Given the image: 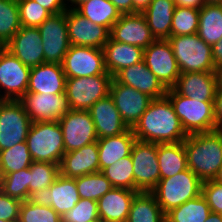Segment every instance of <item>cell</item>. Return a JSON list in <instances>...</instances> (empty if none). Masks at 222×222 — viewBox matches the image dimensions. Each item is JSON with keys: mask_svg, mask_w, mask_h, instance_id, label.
<instances>
[{"mask_svg": "<svg viewBox=\"0 0 222 222\" xmlns=\"http://www.w3.org/2000/svg\"><path fill=\"white\" fill-rule=\"evenodd\" d=\"M181 73L215 71L212 46L198 34L171 36L167 39Z\"/></svg>", "mask_w": 222, "mask_h": 222, "instance_id": "6", "label": "cell"}, {"mask_svg": "<svg viewBox=\"0 0 222 222\" xmlns=\"http://www.w3.org/2000/svg\"><path fill=\"white\" fill-rule=\"evenodd\" d=\"M65 88L62 64L42 63L31 68L27 93L65 94Z\"/></svg>", "mask_w": 222, "mask_h": 222, "instance_id": "25", "label": "cell"}, {"mask_svg": "<svg viewBox=\"0 0 222 222\" xmlns=\"http://www.w3.org/2000/svg\"><path fill=\"white\" fill-rule=\"evenodd\" d=\"M205 222H222V214L211 212Z\"/></svg>", "mask_w": 222, "mask_h": 222, "instance_id": "54", "label": "cell"}, {"mask_svg": "<svg viewBox=\"0 0 222 222\" xmlns=\"http://www.w3.org/2000/svg\"><path fill=\"white\" fill-rule=\"evenodd\" d=\"M75 182L80 199L98 201L113 188L101 171L75 178Z\"/></svg>", "mask_w": 222, "mask_h": 222, "instance_id": "38", "label": "cell"}, {"mask_svg": "<svg viewBox=\"0 0 222 222\" xmlns=\"http://www.w3.org/2000/svg\"><path fill=\"white\" fill-rule=\"evenodd\" d=\"M33 159L27 143L21 142L0 151V177L30 167Z\"/></svg>", "mask_w": 222, "mask_h": 222, "instance_id": "36", "label": "cell"}, {"mask_svg": "<svg viewBox=\"0 0 222 222\" xmlns=\"http://www.w3.org/2000/svg\"><path fill=\"white\" fill-rule=\"evenodd\" d=\"M202 182L187 168L170 178L160 179L150 192L166 214L171 209L198 197L202 193Z\"/></svg>", "mask_w": 222, "mask_h": 222, "instance_id": "3", "label": "cell"}, {"mask_svg": "<svg viewBox=\"0 0 222 222\" xmlns=\"http://www.w3.org/2000/svg\"><path fill=\"white\" fill-rule=\"evenodd\" d=\"M205 4H222V0H204Z\"/></svg>", "mask_w": 222, "mask_h": 222, "instance_id": "57", "label": "cell"}, {"mask_svg": "<svg viewBox=\"0 0 222 222\" xmlns=\"http://www.w3.org/2000/svg\"><path fill=\"white\" fill-rule=\"evenodd\" d=\"M146 66L167 88H172L181 72L167 39H155L146 49L144 58Z\"/></svg>", "mask_w": 222, "mask_h": 222, "instance_id": "14", "label": "cell"}, {"mask_svg": "<svg viewBox=\"0 0 222 222\" xmlns=\"http://www.w3.org/2000/svg\"><path fill=\"white\" fill-rule=\"evenodd\" d=\"M0 190L21 201L29 199V167L4 175L0 179Z\"/></svg>", "mask_w": 222, "mask_h": 222, "instance_id": "41", "label": "cell"}, {"mask_svg": "<svg viewBox=\"0 0 222 222\" xmlns=\"http://www.w3.org/2000/svg\"><path fill=\"white\" fill-rule=\"evenodd\" d=\"M213 180L222 183V166L219 168L217 175Z\"/></svg>", "mask_w": 222, "mask_h": 222, "instance_id": "56", "label": "cell"}, {"mask_svg": "<svg viewBox=\"0 0 222 222\" xmlns=\"http://www.w3.org/2000/svg\"><path fill=\"white\" fill-rule=\"evenodd\" d=\"M22 201L0 190V220L18 222Z\"/></svg>", "mask_w": 222, "mask_h": 222, "instance_id": "46", "label": "cell"}, {"mask_svg": "<svg viewBox=\"0 0 222 222\" xmlns=\"http://www.w3.org/2000/svg\"><path fill=\"white\" fill-rule=\"evenodd\" d=\"M18 222H61V216L52 207L31 198L22 201Z\"/></svg>", "mask_w": 222, "mask_h": 222, "instance_id": "40", "label": "cell"}, {"mask_svg": "<svg viewBox=\"0 0 222 222\" xmlns=\"http://www.w3.org/2000/svg\"><path fill=\"white\" fill-rule=\"evenodd\" d=\"M138 191L113 187L98 201V215L103 222H127L130 207Z\"/></svg>", "mask_w": 222, "mask_h": 222, "instance_id": "26", "label": "cell"}, {"mask_svg": "<svg viewBox=\"0 0 222 222\" xmlns=\"http://www.w3.org/2000/svg\"><path fill=\"white\" fill-rule=\"evenodd\" d=\"M199 26V9L175 6L171 36L196 34Z\"/></svg>", "mask_w": 222, "mask_h": 222, "instance_id": "42", "label": "cell"}, {"mask_svg": "<svg viewBox=\"0 0 222 222\" xmlns=\"http://www.w3.org/2000/svg\"><path fill=\"white\" fill-rule=\"evenodd\" d=\"M113 187L134 190L133 162L131 155L116 161L101 171Z\"/></svg>", "mask_w": 222, "mask_h": 222, "instance_id": "39", "label": "cell"}, {"mask_svg": "<svg viewBox=\"0 0 222 222\" xmlns=\"http://www.w3.org/2000/svg\"><path fill=\"white\" fill-rule=\"evenodd\" d=\"M132 130L137 140L156 144L183 142L188 136L166 96L153 99Z\"/></svg>", "mask_w": 222, "mask_h": 222, "instance_id": "1", "label": "cell"}, {"mask_svg": "<svg viewBox=\"0 0 222 222\" xmlns=\"http://www.w3.org/2000/svg\"><path fill=\"white\" fill-rule=\"evenodd\" d=\"M110 2L116 7L120 14L134 13L133 0H110Z\"/></svg>", "mask_w": 222, "mask_h": 222, "instance_id": "49", "label": "cell"}, {"mask_svg": "<svg viewBox=\"0 0 222 222\" xmlns=\"http://www.w3.org/2000/svg\"><path fill=\"white\" fill-rule=\"evenodd\" d=\"M76 10L94 24L104 26L109 31L121 16L110 0H89Z\"/></svg>", "mask_w": 222, "mask_h": 222, "instance_id": "33", "label": "cell"}, {"mask_svg": "<svg viewBox=\"0 0 222 222\" xmlns=\"http://www.w3.org/2000/svg\"><path fill=\"white\" fill-rule=\"evenodd\" d=\"M105 67L113 77L120 70L134 65L144 58V49L135 45L114 41L111 37L103 46Z\"/></svg>", "mask_w": 222, "mask_h": 222, "instance_id": "27", "label": "cell"}, {"mask_svg": "<svg viewBox=\"0 0 222 222\" xmlns=\"http://www.w3.org/2000/svg\"><path fill=\"white\" fill-rule=\"evenodd\" d=\"M213 106L217 129H222V88H217Z\"/></svg>", "mask_w": 222, "mask_h": 222, "instance_id": "48", "label": "cell"}, {"mask_svg": "<svg viewBox=\"0 0 222 222\" xmlns=\"http://www.w3.org/2000/svg\"><path fill=\"white\" fill-rule=\"evenodd\" d=\"M158 144L136 139L131 149L134 191L150 192L160 181Z\"/></svg>", "mask_w": 222, "mask_h": 222, "instance_id": "9", "label": "cell"}, {"mask_svg": "<svg viewBox=\"0 0 222 222\" xmlns=\"http://www.w3.org/2000/svg\"><path fill=\"white\" fill-rule=\"evenodd\" d=\"M112 79L110 74L66 78L65 94L69 108L88 111L98 100L109 94Z\"/></svg>", "mask_w": 222, "mask_h": 222, "instance_id": "7", "label": "cell"}, {"mask_svg": "<svg viewBox=\"0 0 222 222\" xmlns=\"http://www.w3.org/2000/svg\"><path fill=\"white\" fill-rule=\"evenodd\" d=\"M184 148L187 168L202 181L214 179L222 166V129L190 134Z\"/></svg>", "mask_w": 222, "mask_h": 222, "instance_id": "2", "label": "cell"}, {"mask_svg": "<svg viewBox=\"0 0 222 222\" xmlns=\"http://www.w3.org/2000/svg\"><path fill=\"white\" fill-rule=\"evenodd\" d=\"M66 78L109 74L105 67L103 49L70 45L62 62Z\"/></svg>", "mask_w": 222, "mask_h": 222, "instance_id": "13", "label": "cell"}, {"mask_svg": "<svg viewBox=\"0 0 222 222\" xmlns=\"http://www.w3.org/2000/svg\"><path fill=\"white\" fill-rule=\"evenodd\" d=\"M86 1H89V0H67V7L71 8V9H77L82 3L86 2ZM70 6H72V7H70Z\"/></svg>", "mask_w": 222, "mask_h": 222, "instance_id": "55", "label": "cell"}, {"mask_svg": "<svg viewBox=\"0 0 222 222\" xmlns=\"http://www.w3.org/2000/svg\"><path fill=\"white\" fill-rule=\"evenodd\" d=\"M127 222H166V218L154 195L140 191L132 201Z\"/></svg>", "mask_w": 222, "mask_h": 222, "instance_id": "32", "label": "cell"}, {"mask_svg": "<svg viewBox=\"0 0 222 222\" xmlns=\"http://www.w3.org/2000/svg\"><path fill=\"white\" fill-rule=\"evenodd\" d=\"M160 179L170 178L187 169V154L184 141L158 144Z\"/></svg>", "mask_w": 222, "mask_h": 222, "instance_id": "30", "label": "cell"}, {"mask_svg": "<svg viewBox=\"0 0 222 222\" xmlns=\"http://www.w3.org/2000/svg\"><path fill=\"white\" fill-rule=\"evenodd\" d=\"M174 10V0H152L142 12L155 39L161 40L171 37Z\"/></svg>", "mask_w": 222, "mask_h": 222, "instance_id": "29", "label": "cell"}, {"mask_svg": "<svg viewBox=\"0 0 222 222\" xmlns=\"http://www.w3.org/2000/svg\"><path fill=\"white\" fill-rule=\"evenodd\" d=\"M211 210L205 197L200 194L165 214L166 222H205Z\"/></svg>", "mask_w": 222, "mask_h": 222, "instance_id": "34", "label": "cell"}, {"mask_svg": "<svg viewBox=\"0 0 222 222\" xmlns=\"http://www.w3.org/2000/svg\"><path fill=\"white\" fill-rule=\"evenodd\" d=\"M45 63L62 64L69 50L66 12L51 15L39 27Z\"/></svg>", "mask_w": 222, "mask_h": 222, "instance_id": "11", "label": "cell"}, {"mask_svg": "<svg viewBox=\"0 0 222 222\" xmlns=\"http://www.w3.org/2000/svg\"><path fill=\"white\" fill-rule=\"evenodd\" d=\"M21 26L39 27L52 14L34 0H17Z\"/></svg>", "mask_w": 222, "mask_h": 222, "instance_id": "43", "label": "cell"}, {"mask_svg": "<svg viewBox=\"0 0 222 222\" xmlns=\"http://www.w3.org/2000/svg\"><path fill=\"white\" fill-rule=\"evenodd\" d=\"M97 201L80 199L68 212L61 216V222H93L99 220Z\"/></svg>", "mask_w": 222, "mask_h": 222, "instance_id": "44", "label": "cell"}, {"mask_svg": "<svg viewBox=\"0 0 222 222\" xmlns=\"http://www.w3.org/2000/svg\"><path fill=\"white\" fill-rule=\"evenodd\" d=\"M32 123L18 100H0V151L26 141Z\"/></svg>", "mask_w": 222, "mask_h": 222, "instance_id": "8", "label": "cell"}, {"mask_svg": "<svg viewBox=\"0 0 222 222\" xmlns=\"http://www.w3.org/2000/svg\"><path fill=\"white\" fill-rule=\"evenodd\" d=\"M42 42L38 27L21 26L5 48L24 65L32 68L45 63Z\"/></svg>", "mask_w": 222, "mask_h": 222, "instance_id": "19", "label": "cell"}, {"mask_svg": "<svg viewBox=\"0 0 222 222\" xmlns=\"http://www.w3.org/2000/svg\"><path fill=\"white\" fill-rule=\"evenodd\" d=\"M18 101L32 122L58 121L70 111L66 94L26 93Z\"/></svg>", "mask_w": 222, "mask_h": 222, "instance_id": "15", "label": "cell"}, {"mask_svg": "<svg viewBox=\"0 0 222 222\" xmlns=\"http://www.w3.org/2000/svg\"><path fill=\"white\" fill-rule=\"evenodd\" d=\"M217 88L214 71L181 73L172 87L177 94L200 102H214Z\"/></svg>", "mask_w": 222, "mask_h": 222, "instance_id": "21", "label": "cell"}, {"mask_svg": "<svg viewBox=\"0 0 222 222\" xmlns=\"http://www.w3.org/2000/svg\"><path fill=\"white\" fill-rule=\"evenodd\" d=\"M135 141L136 137L132 128L116 136L98 139L99 171L129 156Z\"/></svg>", "mask_w": 222, "mask_h": 222, "instance_id": "28", "label": "cell"}, {"mask_svg": "<svg viewBox=\"0 0 222 222\" xmlns=\"http://www.w3.org/2000/svg\"><path fill=\"white\" fill-rule=\"evenodd\" d=\"M30 72V67L3 47L0 50V100H19L25 95Z\"/></svg>", "mask_w": 222, "mask_h": 222, "instance_id": "10", "label": "cell"}, {"mask_svg": "<svg viewBox=\"0 0 222 222\" xmlns=\"http://www.w3.org/2000/svg\"><path fill=\"white\" fill-rule=\"evenodd\" d=\"M36 199L62 216L78 203L80 196L75 179L59 174L52 185L44 189Z\"/></svg>", "mask_w": 222, "mask_h": 222, "instance_id": "22", "label": "cell"}, {"mask_svg": "<svg viewBox=\"0 0 222 222\" xmlns=\"http://www.w3.org/2000/svg\"><path fill=\"white\" fill-rule=\"evenodd\" d=\"M201 194L207 200L211 212L222 214V183L213 179L203 181Z\"/></svg>", "mask_w": 222, "mask_h": 222, "instance_id": "45", "label": "cell"}, {"mask_svg": "<svg viewBox=\"0 0 222 222\" xmlns=\"http://www.w3.org/2000/svg\"><path fill=\"white\" fill-rule=\"evenodd\" d=\"M88 112L94 122L98 139L116 136L129 129L110 94L98 100L89 108Z\"/></svg>", "mask_w": 222, "mask_h": 222, "instance_id": "24", "label": "cell"}, {"mask_svg": "<svg viewBox=\"0 0 222 222\" xmlns=\"http://www.w3.org/2000/svg\"><path fill=\"white\" fill-rule=\"evenodd\" d=\"M60 174L59 165L33 161L29 167V199L38 197Z\"/></svg>", "mask_w": 222, "mask_h": 222, "instance_id": "35", "label": "cell"}, {"mask_svg": "<svg viewBox=\"0 0 222 222\" xmlns=\"http://www.w3.org/2000/svg\"><path fill=\"white\" fill-rule=\"evenodd\" d=\"M110 37L114 41L143 49L155 40L142 13L121 14L110 30Z\"/></svg>", "mask_w": 222, "mask_h": 222, "instance_id": "18", "label": "cell"}, {"mask_svg": "<svg viewBox=\"0 0 222 222\" xmlns=\"http://www.w3.org/2000/svg\"><path fill=\"white\" fill-rule=\"evenodd\" d=\"M20 28L17 0H0V44L5 47Z\"/></svg>", "mask_w": 222, "mask_h": 222, "instance_id": "37", "label": "cell"}, {"mask_svg": "<svg viewBox=\"0 0 222 222\" xmlns=\"http://www.w3.org/2000/svg\"><path fill=\"white\" fill-rule=\"evenodd\" d=\"M175 6L200 9L205 5L204 0H174Z\"/></svg>", "mask_w": 222, "mask_h": 222, "instance_id": "50", "label": "cell"}, {"mask_svg": "<svg viewBox=\"0 0 222 222\" xmlns=\"http://www.w3.org/2000/svg\"><path fill=\"white\" fill-rule=\"evenodd\" d=\"M109 94L120 116L129 128L135 126L153 100L131 86L118 83L114 78L110 84Z\"/></svg>", "mask_w": 222, "mask_h": 222, "instance_id": "17", "label": "cell"}, {"mask_svg": "<svg viewBox=\"0 0 222 222\" xmlns=\"http://www.w3.org/2000/svg\"><path fill=\"white\" fill-rule=\"evenodd\" d=\"M60 174L68 178L99 172L98 143L93 142L62 156Z\"/></svg>", "mask_w": 222, "mask_h": 222, "instance_id": "23", "label": "cell"}, {"mask_svg": "<svg viewBox=\"0 0 222 222\" xmlns=\"http://www.w3.org/2000/svg\"><path fill=\"white\" fill-rule=\"evenodd\" d=\"M187 135L217 130L213 102H200L177 94L172 88L165 95Z\"/></svg>", "mask_w": 222, "mask_h": 222, "instance_id": "5", "label": "cell"}, {"mask_svg": "<svg viewBox=\"0 0 222 222\" xmlns=\"http://www.w3.org/2000/svg\"><path fill=\"white\" fill-rule=\"evenodd\" d=\"M44 9L49 11L52 15L60 14L66 12L67 0H34Z\"/></svg>", "mask_w": 222, "mask_h": 222, "instance_id": "47", "label": "cell"}, {"mask_svg": "<svg viewBox=\"0 0 222 222\" xmlns=\"http://www.w3.org/2000/svg\"><path fill=\"white\" fill-rule=\"evenodd\" d=\"M212 56L215 67L222 64V39L212 46Z\"/></svg>", "mask_w": 222, "mask_h": 222, "instance_id": "51", "label": "cell"}, {"mask_svg": "<svg viewBox=\"0 0 222 222\" xmlns=\"http://www.w3.org/2000/svg\"><path fill=\"white\" fill-rule=\"evenodd\" d=\"M93 222H103V221L101 219H99V220H95Z\"/></svg>", "mask_w": 222, "mask_h": 222, "instance_id": "58", "label": "cell"}, {"mask_svg": "<svg viewBox=\"0 0 222 222\" xmlns=\"http://www.w3.org/2000/svg\"><path fill=\"white\" fill-rule=\"evenodd\" d=\"M152 0H133L134 13H142L151 3Z\"/></svg>", "mask_w": 222, "mask_h": 222, "instance_id": "52", "label": "cell"}, {"mask_svg": "<svg viewBox=\"0 0 222 222\" xmlns=\"http://www.w3.org/2000/svg\"><path fill=\"white\" fill-rule=\"evenodd\" d=\"M197 34L210 46L222 39V4H205L199 9Z\"/></svg>", "mask_w": 222, "mask_h": 222, "instance_id": "31", "label": "cell"}, {"mask_svg": "<svg viewBox=\"0 0 222 222\" xmlns=\"http://www.w3.org/2000/svg\"><path fill=\"white\" fill-rule=\"evenodd\" d=\"M113 78L118 83L131 86L152 99L165 97L168 90L146 66L144 60L120 70Z\"/></svg>", "mask_w": 222, "mask_h": 222, "instance_id": "20", "label": "cell"}, {"mask_svg": "<svg viewBox=\"0 0 222 222\" xmlns=\"http://www.w3.org/2000/svg\"><path fill=\"white\" fill-rule=\"evenodd\" d=\"M25 142L33 161L59 165L65 154L63 133L58 121L33 122Z\"/></svg>", "mask_w": 222, "mask_h": 222, "instance_id": "4", "label": "cell"}, {"mask_svg": "<svg viewBox=\"0 0 222 222\" xmlns=\"http://www.w3.org/2000/svg\"><path fill=\"white\" fill-rule=\"evenodd\" d=\"M66 22L70 45L103 49L110 38L106 27L94 24L76 9L66 10Z\"/></svg>", "mask_w": 222, "mask_h": 222, "instance_id": "16", "label": "cell"}, {"mask_svg": "<svg viewBox=\"0 0 222 222\" xmlns=\"http://www.w3.org/2000/svg\"><path fill=\"white\" fill-rule=\"evenodd\" d=\"M63 133L65 153L96 142L95 125L86 110H72L58 120Z\"/></svg>", "mask_w": 222, "mask_h": 222, "instance_id": "12", "label": "cell"}, {"mask_svg": "<svg viewBox=\"0 0 222 222\" xmlns=\"http://www.w3.org/2000/svg\"><path fill=\"white\" fill-rule=\"evenodd\" d=\"M215 76L217 81V87L222 88V64L215 67Z\"/></svg>", "mask_w": 222, "mask_h": 222, "instance_id": "53", "label": "cell"}]
</instances>
